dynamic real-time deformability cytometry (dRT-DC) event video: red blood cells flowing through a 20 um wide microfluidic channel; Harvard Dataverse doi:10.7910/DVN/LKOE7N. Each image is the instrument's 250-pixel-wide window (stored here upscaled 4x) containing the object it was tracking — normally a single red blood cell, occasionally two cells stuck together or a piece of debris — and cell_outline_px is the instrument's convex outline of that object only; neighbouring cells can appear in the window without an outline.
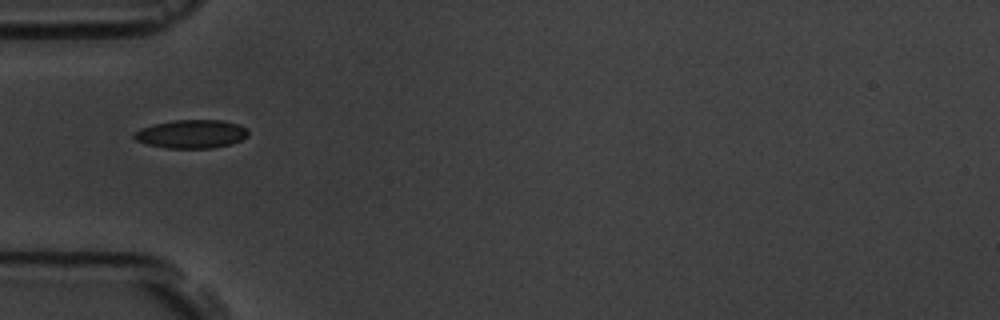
{"species": "common noctule bat (a hibernating species)", "species_latin": "Nyctalus noctula", "temperature_condition": "room temperature", "stored_images_in_passage": 39, "camera_frame_rate_fps": 3000, "um_per_image_px": 0.085, "animal": {"sex": "male", "body_mass_g": 19.5, "forearm_length_mm": 54.6}, "frame": {"image": 1, "passage_image": 1, "time_ms": 0.0, "image_size_px": [1000, 320], "cell_outline_px": [[248, 136], [232, 144], [212, 148], [168, 148], [148, 144], [136, 140], [132, 136], [132, 132], [140, 128], [156, 124], [176, 120], [224, 120], [240, 124], [248, 128]], "centroid_in_image_um": [16.3, 11.38], "position_along_channel_um": 68.7, "area_um2": 19.02}}
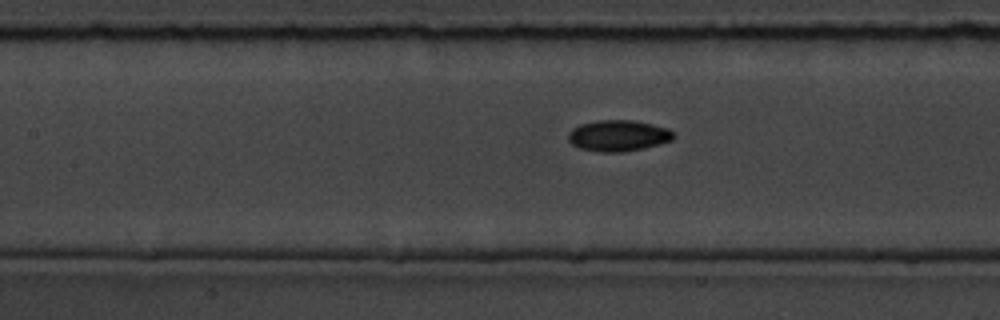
{"frame": {"image": 2, "passage_image": 8, "time_ms": 2.333, "image_size_px": [1000, 320], "cell_outline_px": [[676, 136], [672, 140], [660, 144], [644, 148], [620, 152], [600, 152], [580, 148], [572, 144], [568, 140], [568, 132], [572, 128], [580, 124], [596, 120], [632, 120], [652, 124], [668, 128]], "centroid_in_image_um": [52.54, 11.52], "position_along_channel_um": 154.9, "area_um2": 19.19}}
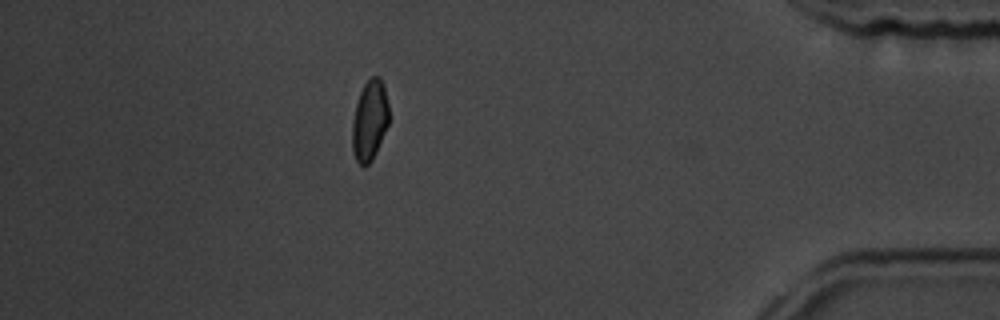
{"frame": {"image": 3, "passage_image": 32, "time_ms": 10.333, "image_size_px": [1000, 320], "cell_outline_px": [[388, 124], [376, 152], [372, 160], [368, 164], [360, 164], [356, 160], [352, 152], [352, 124], [356, 104], [360, 92], [364, 84], [372, 76], [380, 76], [384, 84], [388, 104]], "centroid_in_image_um": [31.42, 10.21], "position_along_channel_um": 403.8, "area_um2": 17.11}, "authors_computed_cell_mechanics": {"area_um2": 17.8602, "velocity_mm_per_s": 3.6835, "shape_relaxation_time_tau1_ms": 2.7202, "shape_relaxation_time_tau2_ms": 5.8094, "deformation_change_tau1": 0.1205, "deformation_change_tau2": 0.0969}}